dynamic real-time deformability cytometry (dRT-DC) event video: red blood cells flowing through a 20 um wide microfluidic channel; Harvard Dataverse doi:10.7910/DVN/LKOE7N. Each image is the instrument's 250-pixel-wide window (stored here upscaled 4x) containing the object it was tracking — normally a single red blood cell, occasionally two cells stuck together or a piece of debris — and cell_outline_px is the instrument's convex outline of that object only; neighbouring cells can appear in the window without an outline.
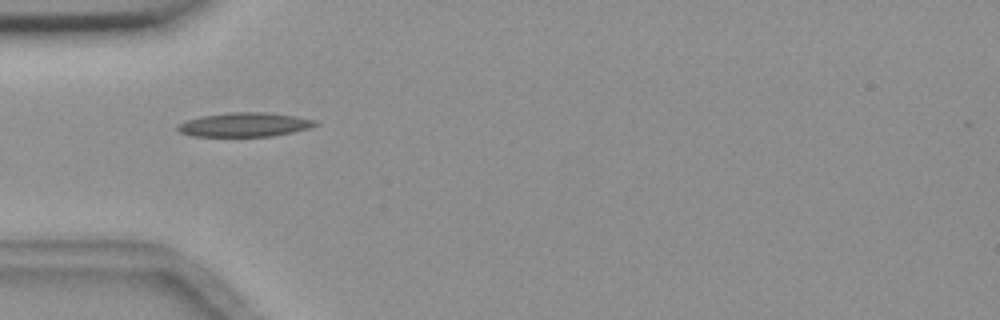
{"species": "common noctule bat (a hibernating species)", "species_latin": "Nyctalus noctula", "temperature_condition": "room temperature", "stored_images_in_passage": 7, "camera_frame_rate_fps": 3000, "um_per_image_px": 0.085, "animal": {"sex": "female", "body_mass_g": 18.4}, "frame": {"image": 1, "passage_image": 6, "time_ms": 5.667, "image_size_px": [1000, 320], "cell_outline_px": [[320, 124], [308, 128], [292, 132], [272, 136], [192, 136], [180, 132], [176, 128], [176, 124], [200, 116], [232, 112], [268, 112], [296, 116], [316, 120]], "centroid_in_image_um": [20.79, 10.59], "position_along_channel_um": 64.2, "area_um2": 19.36}}